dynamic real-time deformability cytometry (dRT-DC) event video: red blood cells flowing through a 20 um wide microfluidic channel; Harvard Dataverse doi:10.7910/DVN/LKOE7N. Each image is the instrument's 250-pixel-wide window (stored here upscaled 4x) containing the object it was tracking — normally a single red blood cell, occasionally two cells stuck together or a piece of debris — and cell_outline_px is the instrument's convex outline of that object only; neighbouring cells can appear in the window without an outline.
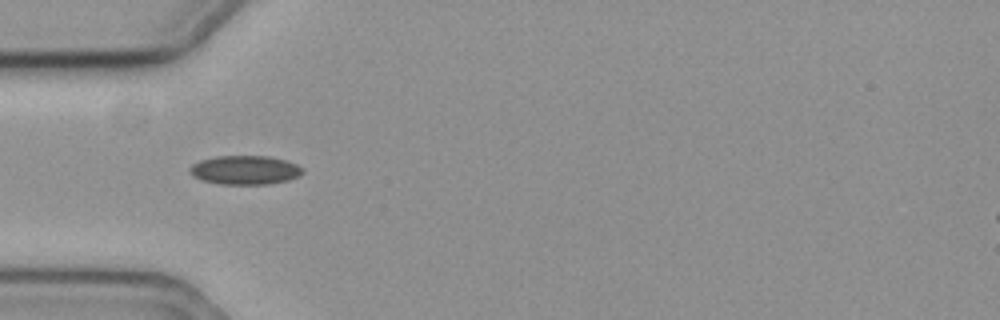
{"species": "common noctule bat (a hibernating species)", "species_latin": "Nyctalus noctula", "temperature_condition": "cold", "stored_images_in_passage": 30, "camera_frame_rate_fps": 3000, "um_per_image_px": 0.085, "animal": {"sex": "female", "body_mass_g": 19.3, "forearm_length_mm": 54.1}, "frame": {"image": 1, "passage_image": 1, "time_ms": 0.0, "image_size_px": [1000, 320], "cell_outline_px": [[304, 172], [300, 176], [288, 180], [268, 184], [220, 184], [200, 180], [192, 176], [188, 172], [188, 168], [192, 164], [200, 160], [216, 156], [268, 156], [284, 160], [296, 164], [304, 168]], "centroid_in_image_um": [20.8, 14.45], "position_along_channel_um": 64.2, "area_um2": 19.25}}
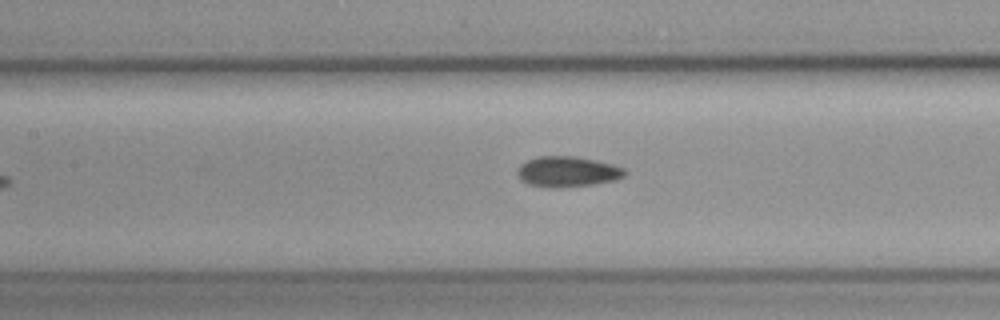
{"frame": {"image": 2, "passage_image": 9, "time_ms": 2.667, "image_size_px": [1000, 320], "cell_outline_px": [[624, 176], [616, 180], [592, 184], [552, 188], [528, 184], [516, 172], [516, 168], [520, 164], [536, 156], [576, 156], [596, 160], [612, 164], [624, 168]], "centroid_in_image_um": [48.22, 14.57], "position_along_channel_um": 159.2, "area_um2": 18.96}}
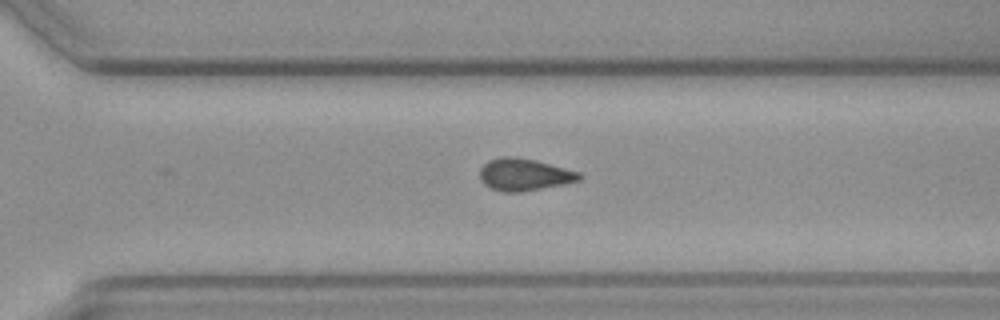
{"frame": {"image": 3, "passage_image": 23, "time_ms": 7.333, "image_size_px": [1000, 320], "cell_outline_px": [[584, 176], [580, 180], [564, 184], [520, 192], [504, 192], [492, 188], [484, 184], [480, 180], [480, 168], [488, 160], [504, 156], [516, 156], [536, 160], [580, 172]], "centroid_in_image_um": [44.57, 14.83], "position_along_channel_um": 326.0, "area_um2": 18.73}, "authors_computed_cell_mechanics": {"area_um2": 18.4671, "velocity_mm_per_s": 3.5824, "shape_relaxation_time_tau1_ms": null, "shape_relaxation_time_tau2_ms": 5.9427, "deformation_change_tau1": null, "deformation_change_tau2": 0.0935}}